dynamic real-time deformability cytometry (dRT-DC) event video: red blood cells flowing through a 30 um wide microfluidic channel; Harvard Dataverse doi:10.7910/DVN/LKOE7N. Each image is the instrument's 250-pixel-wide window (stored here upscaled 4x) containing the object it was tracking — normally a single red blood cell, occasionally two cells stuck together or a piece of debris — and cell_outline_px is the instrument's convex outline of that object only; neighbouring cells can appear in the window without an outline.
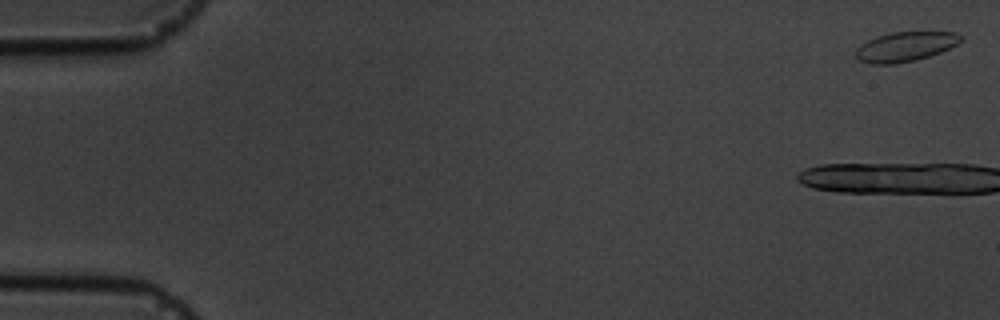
{"species": "common noctule bat (a hibernating species)", "species_latin": "Nyctalus noctula", "temperature_condition": "cold", "stored_images_in_passage": 4, "camera_frame_rate_fps": 3000, "um_per_image_px": 0.085, "animal": {"sex": "male", "body_mass_g": 19.5, "forearm_length_mm": 54.6}, "frame": {"image": 1, "passage_image": 1, "time_ms": 0.0, "image_size_px": [1000, 320], "cell_outline_px": [[964, 40], [940, 52], [916, 60], [896, 64], [872, 64], [860, 60], [856, 56], [856, 48], [860, 44], [876, 36], [892, 32], [956, 32], [964, 36]], "centroid_in_image_um": [76.96, 3.96], "position_along_channel_um": 8.0, "area_um2": 18.15}}